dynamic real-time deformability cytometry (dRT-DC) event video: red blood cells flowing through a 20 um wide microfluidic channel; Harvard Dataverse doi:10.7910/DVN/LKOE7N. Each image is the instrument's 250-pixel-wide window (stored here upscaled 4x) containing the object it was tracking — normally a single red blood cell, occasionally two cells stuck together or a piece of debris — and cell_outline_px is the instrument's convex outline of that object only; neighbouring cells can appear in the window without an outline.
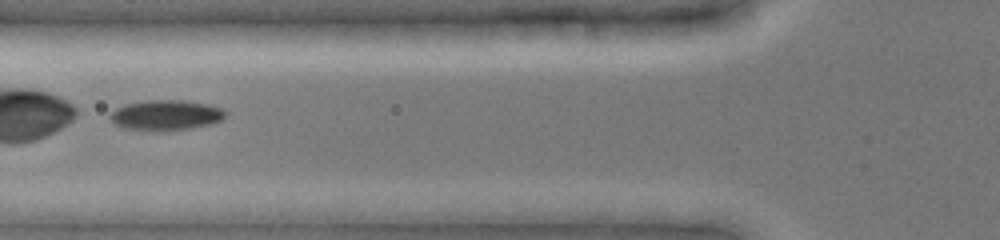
{"species": "common noctule bat (a hibernating species)", "species_latin": "Nyctalus noctula", "temperature_condition": "cold", "stored_images_in_passage": 41, "camera_frame_rate_fps": 3000, "um_per_image_px": 0.085, "animal": {"sex": "female", "body_mass_g": 19.0, "forearm_length_mm": 51.5}, "frame": {"image": 1, "passage_image": 33, "time_ms": 5.667, "image_size_px": [1000, 240], "cell_outline_px": [[224, 116], [220, 120], [212, 124], [192, 128], [168, 132], [156, 132], [124, 128], [116, 124], [108, 116], [116, 108], [124, 104], [144, 100], [184, 100], [208, 104], [224, 108]], "centroid_in_image_um": [14.09, 9.8], "position_along_channel_um": 111.7, "area_um2": 20.75}}